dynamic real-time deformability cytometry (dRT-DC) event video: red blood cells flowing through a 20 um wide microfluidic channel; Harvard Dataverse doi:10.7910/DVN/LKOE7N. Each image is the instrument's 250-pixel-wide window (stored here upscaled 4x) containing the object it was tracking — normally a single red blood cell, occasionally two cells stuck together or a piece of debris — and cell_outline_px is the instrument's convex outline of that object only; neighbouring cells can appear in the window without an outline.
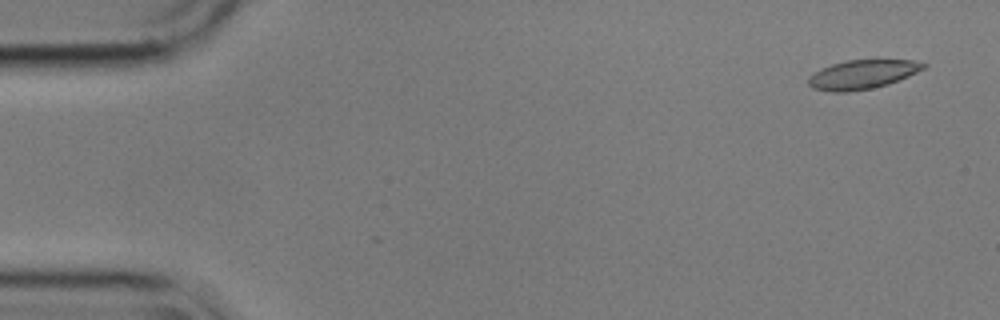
{"species": "common noctule bat (a hibernating species)", "species_latin": "Nyctalus noctula", "temperature_condition": "cold", "stored_images_in_passage": 54, "camera_frame_rate_fps": 3000, "um_per_image_px": 0.085, "animal": {"sex": "male", "body_mass_g": 17.9}, "frame": {"image": 1, "passage_image": 1, "time_ms": 0.0, "image_size_px": [1000, 320], "cell_outline_px": [[928, 64], [924, 68], [908, 76], [888, 84], [872, 88], [848, 92], [832, 92], [812, 88], [808, 84], [808, 76], [832, 64], [848, 60], [912, 60]], "centroid_in_image_um": [73.29, 6.33], "position_along_channel_um": 11.7, "area_um2": 19.25}}
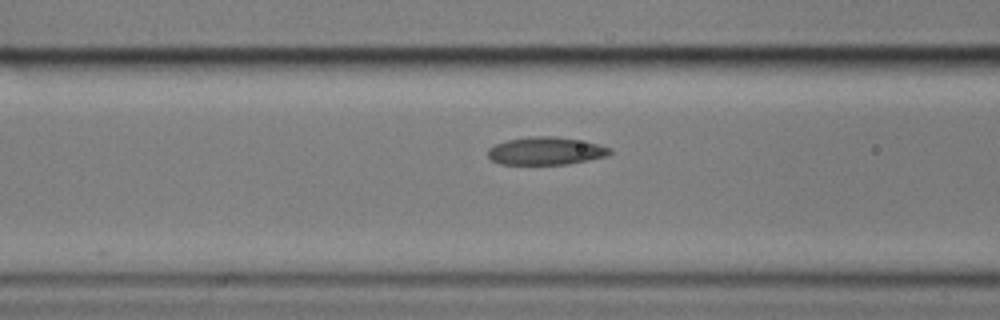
{"frame": {"image": 2, "passage_image": 20, "time_ms": 6.333, "image_size_px": [1000, 320], "cell_outline_px": [[612, 152], [608, 156], [568, 164], [500, 164], [492, 160], [488, 156], [488, 148], [496, 144], [508, 140], [536, 136], [556, 136], [596, 144], [612, 148]], "centroid_in_image_um": [46.4, 12.84], "position_along_channel_um": 120.2, "area_um2": 19.54}}
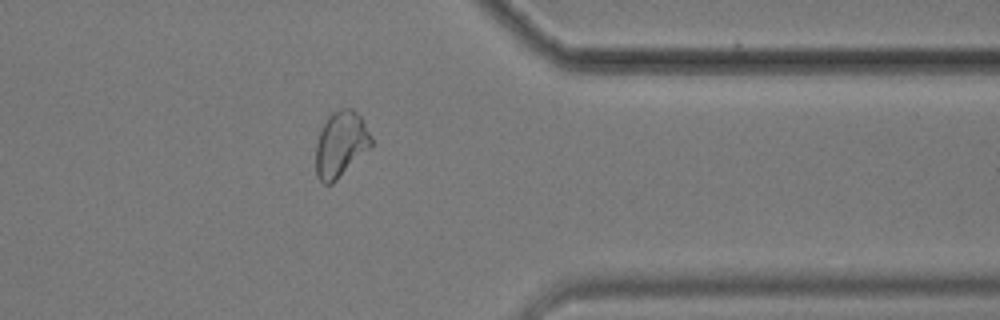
{"frame": {"image": 3, "passage_image": 43, "time_ms": 14.0, "image_size_px": [1000, 320], "cell_outline_px": [[372, 148], [332, 184], [324, 184], [316, 176], [316, 144], [320, 128], [328, 116], [332, 112], [340, 108], [352, 108], [360, 116], [372, 136]], "centroid_in_image_um": [28.97, 12.26], "position_along_channel_um": 382.4, "area_um2": 21.62}, "authors_computed_cell_mechanics": {"area_um2": 20.1722, "velocity_mm_per_s": 3.5577, "shape_relaxation_time_tau1_ms": null, "shape_relaxation_time_tau2_ms": 3.5111, "deformation_change_tau1": null, "deformation_change_tau2": 0.0804}}